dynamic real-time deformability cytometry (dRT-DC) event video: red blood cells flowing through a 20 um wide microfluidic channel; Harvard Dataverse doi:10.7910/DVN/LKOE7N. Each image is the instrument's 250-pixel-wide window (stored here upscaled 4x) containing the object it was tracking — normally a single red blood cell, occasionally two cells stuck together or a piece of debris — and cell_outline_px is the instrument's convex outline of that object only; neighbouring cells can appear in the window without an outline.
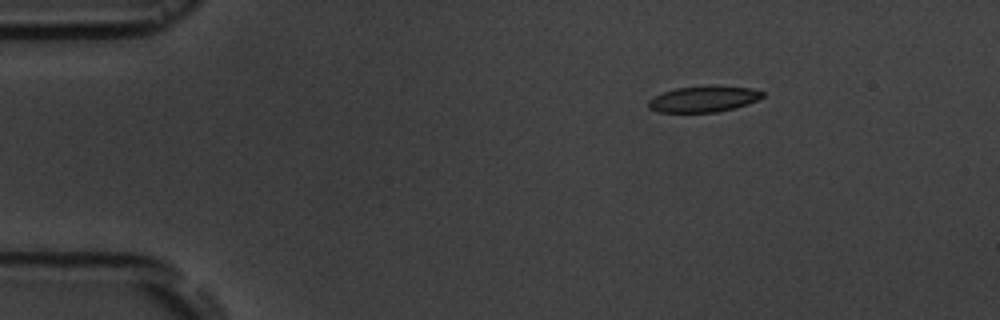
{"species": "common noctule bat (a hibernating species)", "species_latin": "Nyctalus noctula", "temperature_condition": "room temperature", "stored_images_in_passage": 4, "camera_frame_rate_fps": 3000, "um_per_image_px": 0.085, "animal": {"sex": "male", "body_mass_g": 19.5, "forearm_length_mm": 54.6}, "frame": {"image": 1, "passage_image": 1, "time_ms": 0.0, "image_size_px": [1000, 320], "cell_outline_px": [[764, 96], [748, 104], [716, 112], [660, 112], [648, 108], [648, 100], [652, 96], [676, 88], [716, 84], [752, 88], [764, 92]], "centroid_in_image_um": [59.81, 8.39], "position_along_channel_um": 25.2, "area_um2": 17.57}}
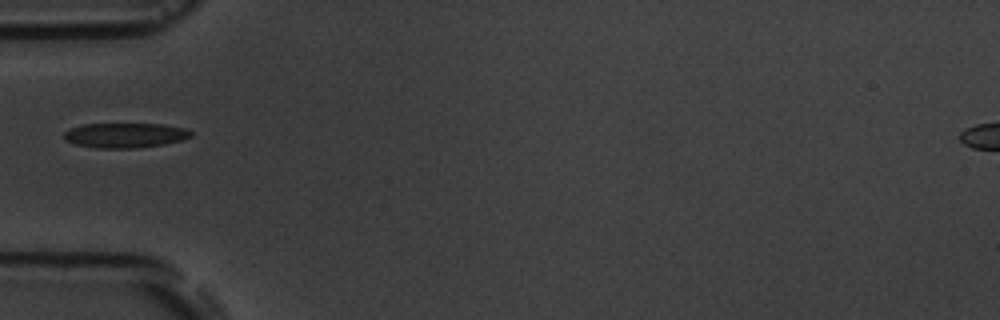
{"frame": {"image": 2, "passage_image": 4, "time_ms": 3.333, "image_size_px": [1000, 320], "cell_outline_px": [[192, 136], [180, 140], [164, 144], [136, 148], [96, 148], [76, 144], [64, 140], [64, 132], [68, 128], [84, 124], [164, 124], [188, 128], [192, 132]], "centroid_in_image_um": [10.63, 11.49], "position_along_channel_um": 74.4, "area_um2": 18.5}}